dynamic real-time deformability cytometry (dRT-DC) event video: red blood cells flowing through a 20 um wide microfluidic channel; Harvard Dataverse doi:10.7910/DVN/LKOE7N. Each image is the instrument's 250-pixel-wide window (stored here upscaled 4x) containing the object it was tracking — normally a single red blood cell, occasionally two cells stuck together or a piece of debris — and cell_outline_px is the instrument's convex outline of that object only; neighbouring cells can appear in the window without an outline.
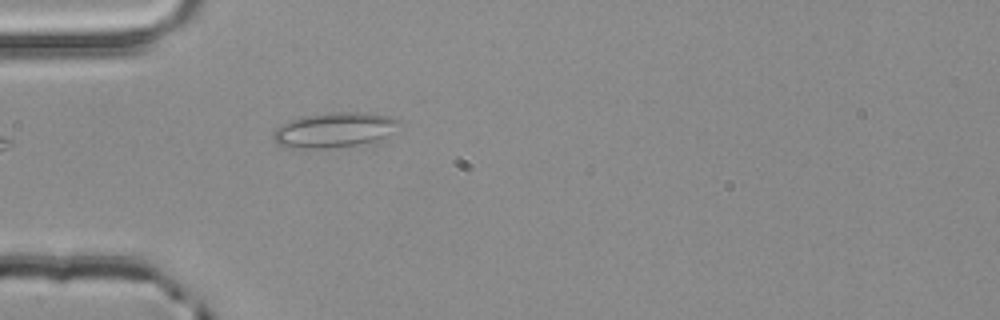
{"species": "common noctule bat (a hibernating species)", "species_latin": "Nyctalus noctula", "temperature_condition": "room temperature", "stored_images_in_passage": 1, "camera_frame_rate_fps": 3000, "um_per_image_px": 0.085, "animal": {"sex": "male", "body_mass_g": 20.4}, "frame": {"image": 1, "passage_image": 1, "time_ms": 0.0, "image_size_px": [1000, 320], "cell_outline_px": [[400, 124], [384, 136], [372, 140], [356, 144], [324, 148], [300, 148], [280, 144], [272, 136], [272, 132], [276, 128], [292, 120], [304, 116], [336, 112], [368, 112], [392, 116], [400, 120]], "centroid_in_image_um": [28.43, 11.01], "position_along_channel_um": 56.6, "area_um2": 24.85}}